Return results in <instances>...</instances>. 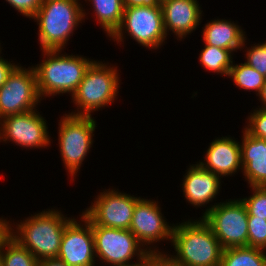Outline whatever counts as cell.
Masks as SVG:
<instances>
[{
    "instance_id": "6da1fadb",
    "label": "cell",
    "mask_w": 266,
    "mask_h": 266,
    "mask_svg": "<svg viewBox=\"0 0 266 266\" xmlns=\"http://www.w3.org/2000/svg\"><path fill=\"white\" fill-rule=\"evenodd\" d=\"M170 257L182 266H220L223 248L210 226L201 218L174 225Z\"/></svg>"
},
{
    "instance_id": "7a4b0ae2",
    "label": "cell",
    "mask_w": 266,
    "mask_h": 266,
    "mask_svg": "<svg viewBox=\"0 0 266 266\" xmlns=\"http://www.w3.org/2000/svg\"><path fill=\"white\" fill-rule=\"evenodd\" d=\"M71 220L58 210L49 209L21 221L16 232L10 227V236L38 261L57 258L64 229Z\"/></svg>"
},
{
    "instance_id": "3957f363",
    "label": "cell",
    "mask_w": 266,
    "mask_h": 266,
    "mask_svg": "<svg viewBox=\"0 0 266 266\" xmlns=\"http://www.w3.org/2000/svg\"><path fill=\"white\" fill-rule=\"evenodd\" d=\"M60 52L61 50H43L46 59L33 67L41 98L60 93H71L72 96L81 83L86 69L93 62L85 57L63 55Z\"/></svg>"
},
{
    "instance_id": "277c9868",
    "label": "cell",
    "mask_w": 266,
    "mask_h": 266,
    "mask_svg": "<svg viewBox=\"0 0 266 266\" xmlns=\"http://www.w3.org/2000/svg\"><path fill=\"white\" fill-rule=\"evenodd\" d=\"M79 0H43L32 18L39 25L41 50H61L86 13Z\"/></svg>"
},
{
    "instance_id": "5b68a950",
    "label": "cell",
    "mask_w": 266,
    "mask_h": 266,
    "mask_svg": "<svg viewBox=\"0 0 266 266\" xmlns=\"http://www.w3.org/2000/svg\"><path fill=\"white\" fill-rule=\"evenodd\" d=\"M118 76L117 67H110L94 60L86 69L81 83L72 94V100L78 107L77 113L69 114L91 116L93 111L112 104L119 93Z\"/></svg>"
},
{
    "instance_id": "8992f818",
    "label": "cell",
    "mask_w": 266,
    "mask_h": 266,
    "mask_svg": "<svg viewBox=\"0 0 266 266\" xmlns=\"http://www.w3.org/2000/svg\"><path fill=\"white\" fill-rule=\"evenodd\" d=\"M202 219L210 226L223 249L248 246V213L240 199L211 205Z\"/></svg>"
},
{
    "instance_id": "52a82bcc",
    "label": "cell",
    "mask_w": 266,
    "mask_h": 266,
    "mask_svg": "<svg viewBox=\"0 0 266 266\" xmlns=\"http://www.w3.org/2000/svg\"><path fill=\"white\" fill-rule=\"evenodd\" d=\"M124 29L138 44L158 49L167 36L160 3L124 8L122 23L111 36L112 40H116L117 43L122 42Z\"/></svg>"
},
{
    "instance_id": "ba28073f",
    "label": "cell",
    "mask_w": 266,
    "mask_h": 266,
    "mask_svg": "<svg viewBox=\"0 0 266 266\" xmlns=\"http://www.w3.org/2000/svg\"><path fill=\"white\" fill-rule=\"evenodd\" d=\"M64 115L58 130L60 154L69 175L75 177L92 147L97 124L91 116Z\"/></svg>"
},
{
    "instance_id": "9c48e42d",
    "label": "cell",
    "mask_w": 266,
    "mask_h": 266,
    "mask_svg": "<svg viewBox=\"0 0 266 266\" xmlns=\"http://www.w3.org/2000/svg\"><path fill=\"white\" fill-rule=\"evenodd\" d=\"M95 255L111 266L129 265L133 256L142 261L149 253H160L148 247L143 249L129 229L110 228L91 223ZM148 248V249H147Z\"/></svg>"
},
{
    "instance_id": "30bf717a",
    "label": "cell",
    "mask_w": 266,
    "mask_h": 266,
    "mask_svg": "<svg viewBox=\"0 0 266 266\" xmlns=\"http://www.w3.org/2000/svg\"><path fill=\"white\" fill-rule=\"evenodd\" d=\"M37 78L33 67L16 65L0 87V120L4 117L36 109L40 102Z\"/></svg>"
},
{
    "instance_id": "8fae6325",
    "label": "cell",
    "mask_w": 266,
    "mask_h": 266,
    "mask_svg": "<svg viewBox=\"0 0 266 266\" xmlns=\"http://www.w3.org/2000/svg\"><path fill=\"white\" fill-rule=\"evenodd\" d=\"M109 190L100 192L90 208L82 214L98 226L129 229L136 202L140 197Z\"/></svg>"
},
{
    "instance_id": "7c38bea8",
    "label": "cell",
    "mask_w": 266,
    "mask_h": 266,
    "mask_svg": "<svg viewBox=\"0 0 266 266\" xmlns=\"http://www.w3.org/2000/svg\"><path fill=\"white\" fill-rule=\"evenodd\" d=\"M37 109L0 120V142L13 141L21 147L41 148L50 145L46 120Z\"/></svg>"
},
{
    "instance_id": "4fadbf2b",
    "label": "cell",
    "mask_w": 266,
    "mask_h": 266,
    "mask_svg": "<svg viewBox=\"0 0 266 266\" xmlns=\"http://www.w3.org/2000/svg\"><path fill=\"white\" fill-rule=\"evenodd\" d=\"M80 219L84 226L75 218L66 225L57 258L68 266H95L91 222L83 214Z\"/></svg>"
},
{
    "instance_id": "5bb4252c",
    "label": "cell",
    "mask_w": 266,
    "mask_h": 266,
    "mask_svg": "<svg viewBox=\"0 0 266 266\" xmlns=\"http://www.w3.org/2000/svg\"><path fill=\"white\" fill-rule=\"evenodd\" d=\"M165 221L158 201L140 198L136 202L129 230L142 246L164 239L172 241L174 226Z\"/></svg>"
},
{
    "instance_id": "9a60e30c",
    "label": "cell",
    "mask_w": 266,
    "mask_h": 266,
    "mask_svg": "<svg viewBox=\"0 0 266 266\" xmlns=\"http://www.w3.org/2000/svg\"><path fill=\"white\" fill-rule=\"evenodd\" d=\"M165 33L172 31L177 38H183L195 30L202 19L197 0H161Z\"/></svg>"
},
{
    "instance_id": "2e32d148",
    "label": "cell",
    "mask_w": 266,
    "mask_h": 266,
    "mask_svg": "<svg viewBox=\"0 0 266 266\" xmlns=\"http://www.w3.org/2000/svg\"><path fill=\"white\" fill-rule=\"evenodd\" d=\"M239 143L227 136L215 139L207 149L206 162L199 164L220 177L231 176L240 168L243 170Z\"/></svg>"
},
{
    "instance_id": "e0dca14e",
    "label": "cell",
    "mask_w": 266,
    "mask_h": 266,
    "mask_svg": "<svg viewBox=\"0 0 266 266\" xmlns=\"http://www.w3.org/2000/svg\"><path fill=\"white\" fill-rule=\"evenodd\" d=\"M220 176L206 170L199 163L191 165L182 183L186 200L194 207L213 201L220 189Z\"/></svg>"
},
{
    "instance_id": "ac0fdd59",
    "label": "cell",
    "mask_w": 266,
    "mask_h": 266,
    "mask_svg": "<svg viewBox=\"0 0 266 266\" xmlns=\"http://www.w3.org/2000/svg\"><path fill=\"white\" fill-rule=\"evenodd\" d=\"M241 163L249 186H266V140L243 131Z\"/></svg>"
},
{
    "instance_id": "d6986e66",
    "label": "cell",
    "mask_w": 266,
    "mask_h": 266,
    "mask_svg": "<svg viewBox=\"0 0 266 266\" xmlns=\"http://www.w3.org/2000/svg\"><path fill=\"white\" fill-rule=\"evenodd\" d=\"M245 32L231 21L215 19L207 23L203 29L205 45L219 47L231 52L242 49L245 45Z\"/></svg>"
},
{
    "instance_id": "ffe728a7",
    "label": "cell",
    "mask_w": 266,
    "mask_h": 266,
    "mask_svg": "<svg viewBox=\"0 0 266 266\" xmlns=\"http://www.w3.org/2000/svg\"><path fill=\"white\" fill-rule=\"evenodd\" d=\"M92 2L100 26L111 37L122 23L124 5L122 0H88Z\"/></svg>"
},
{
    "instance_id": "44dd1931",
    "label": "cell",
    "mask_w": 266,
    "mask_h": 266,
    "mask_svg": "<svg viewBox=\"0 0 266 266\" xmlns=\"http://www.w3.org/2000/svg\"><path fill=\"white\" fill-rule=\"evenodd\" d=\"M220 266H266V252L249 246L226 248Z\"/></svg>"
},
{
    "instance_id": "7402d4cb",
    "label": "cell",
    "mask_w": 266,
    "mask_h": 266,
    "mask_svg": "<svg viewBox=\"0 0 266 266\" xmlns=\"http://www.w3.org/2000/svg\"><path fill=\"white\" fill-rule=\"evenodd\" d=\"M231 53L230 50L205 45L199 54V60L206 70L228 76L233 64Z\"/></svg>"
},
{
    "instance_id": "603a6c76",
    "label": "cell",
    "mask_w": 266,
    "mask_h": 266,
    "mask_svg": "<svg viewBox=\"0 0 266 266\" xmlns=\"http://www.w3.org/2000/svg\"><path fill=\"white\" fill-rule=\"evenodd\" d=\"M3 266H38V260L9 236L0 248Z\"/></svg>"
},
{
    "instance_id": "cb8c5ba5",
    "label": "cell",
    "mask_w": 266,
    "mask_h": 266,
    "mask_svg": "<svg viewBox=\"0 0 266 266\" xmlns=\"http://www.w3.org/2000/svg\"><path fill=\"white\" fill-rule=\"evenodd\" d=\"M228 77L233 79L237 87L247 91L254 90L257 96L261 92L262 86L264 85L266 79L258 71L245 62L239 65L232 64Z\"/></svg>"
},
{
    "instance_id": "d4e9b609",
    "label": "cell",
    "mask_w": 266,
    "mask_h": 266,
    "mask_svg": "<svg viewBox=\"0 0 266 266\" xmlns=\"http://www.w3.org/2000/svg\"><path fill=\"white\" fill-rule=\"evenodd\" d=\"M252 196L240 199L246 207L248 216L266 220V186H250Z\"/></svg>"
},
{
    "instance_id": "484cf974",
    "label": "cell",
    "mask_w": 266,
    "mask_h": 266,
    "mask_svg": "<svg viewBox=\"0 0 266 266\" xmlns=\"http://www.w3.org/2000/svg\"><path fill=\"white\" fill-rule=\"evenodd\" d=\"M248 246L266 250V220L248 216Z\"/></svg>"
},
{
    "instance_id": "4316f807",
    "label": "cell",
    "mask_w": 266,
    "mask_h": 266,
    "mask_svg": "<svg viewBox=\"0 0 266 266\" xmlns=\"http://www.w3.org/2000/svg\"><path fill=\"white\" fill-rule=\"evenodd\" d=\"M246 62L266 78V42L247 48Z\"/></svg>"
},
{
    "instance_id": "83f0119b",
    "label": "cell",
    "mask_w": 266,
    "mask_h": 266,
    "mask_svg": "<svg viewBox=\"0 0 266 266\" xmlns=\"http://www.w3.org/2000/svg\"><path fill=\"white\" fill-rule=\"evenodd\" d=\"M248 120V125L244 130L251 136L266 140V110H254L248 116Z\"/></svg>"
},
{
    "instance_id": "f1b7e54d",
    "label": "cell",
    "mask_w": 266,
    "mask_h": 266,
    "mask_svg": "<svg viewBox=\"0 0 266 266\" xmlns=\"http://www.w3.org/2000/svg\"><path fill=\"white\" fill-rule=\"evenodd\" d=\"M10 6L22 15L33 18L42 5L43 0H6Z\"/></svg>"
},
{
    "instance_id": "f546056e",
    "label": "cell",
    "mask_w": 266,
    "mask_h": 266,
    "mask_svg": "<svg viewBox=\"0 0 266 266\" xmlns=\"http://www.w3.org/2000/svg\"><path fill=\"white\" fill-rule=\"evenodd\" d=\"M148 266H182L175 262L170 255L160 253L148 254Z\"/></svg>"
},
{
    "instance_id": "4dcf8cb0",
    "label": "cell",
    "mask_w": 266,
    "mask_h": 266,
    "mask_svg": "<svg viewBox=\"0 0 266 266\" xmlns=\"http://www.w3.org/2000/svg\"><path fill=\"white\" fill-rule=\"evenodd\" d=\"M15 66L14 63H10V61H7L6 59L4 60V58L0 56V87L5 84L9 73Z\"/></svg>"
},
{
    "instance_id": "1f68e13d",
    "label": "cell",
    "mask_w": 266,
    "mask_h": 266,
    "mask_svg": "<svg viewBox=\"0 0 266 266\" xmlns=\"http://www.w3.org/2000/svg\"><path fill=\"white\" fill-rule=\"evenodd\" d=\"M10 223L6 219H0V248L4 241L10 236Z\"/></svg>"
},
{
    "instance_id": "d6a6232c",
    "label": "cell",
    "mask_w": 266,
    "mask_h": 266,
    "mask_svg": "<svg viewBox=\"0 0 266 266\" xmlns=\"http://www.w3.org/2000/svg\"><path fill=\"white\" fill-rule=\"evenodd\" d=\"M122 2L124 5V8L151 5L153 3H157L156 0H122Z\"/></svg>"
},
{
    "instance_id": "836d02e7",
    "label": "cell",
    "mask_w": 266,
    "mask_h": 266,
    "mask_svg": "<svg viewBox=\"0 0 266 266\" xmlns=\"http://www.w3.org/2000/svg\"><path fill=\"white\" fill-rule=\"evenodd\" d=\"M38 266H68L58 258L44 259L38 261Z\"/></svg>"
},
{
    "instance_id": "e575fe53",
    "label": "cell",
    "mask_w": 266,
    "mask_h": 266,
    "mask_svg": "<svg viewBox=\"0 0 266 266\" xmlns=\"http://www.w3.org/2000/svg\"><path fill=\"white\" fill-rule=\"evenodd\" d=\"M258 96L262 102V106L259 109L266 110V79H265L264 85L262 86L261 92L259 93Z\"/></svg>"
},
{
    "instance_id": "d590c367",
    "label": "cell",
    "mask_w": 266,
    "mask_h": 266,
    "mask_svg": "<svg viewBox=\"0 0 266 266\" xmlns=\"http://www.w3.org/2000/svg\"><path fill=\"white\" fill-rule=\"evenodd\" d=\"M120 266H148V255L142 261H139L137 263L133 264L132 262L129 265H120Z\"/></svg>"
},
{
    "instance_id": "8d00e7d4",
    "label": "cell",
    "mask_w": 266,
    "mask_h": 266,
    "mask_svg": "<svg viewBox=\"0 0 266 266\" xmlns=\"http://www.w3.org/2000/svg\"><path fill=\"white\" fill-rule=\"evenodd\" d=\"M0 266H3V265H2V256H1V251H0Z\"/></svg>"
}]
</instances>
